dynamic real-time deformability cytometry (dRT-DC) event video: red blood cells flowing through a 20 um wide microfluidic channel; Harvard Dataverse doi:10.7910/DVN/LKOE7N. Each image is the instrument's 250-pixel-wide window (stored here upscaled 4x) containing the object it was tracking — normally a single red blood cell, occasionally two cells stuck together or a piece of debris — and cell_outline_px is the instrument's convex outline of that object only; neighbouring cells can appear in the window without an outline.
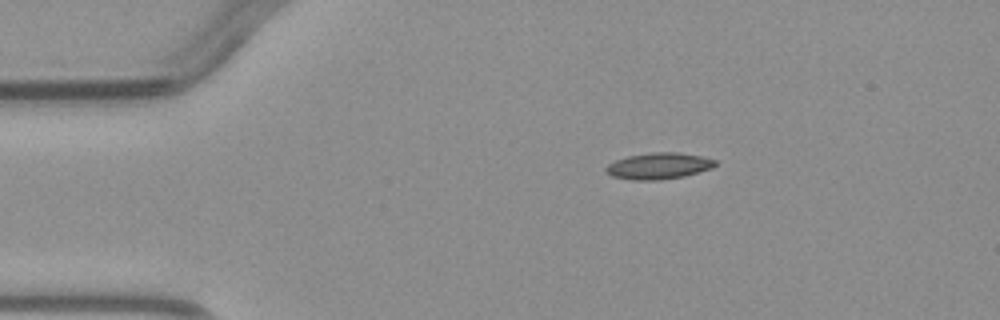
{"species": "common noctule bat (a hibernating species)", "species_latin": "Nyctalus noctula", "temperature_condition": "warm", "stored_images_in_passage": 3, "camera_frame_rate_fps": 3000, "um_per_image_px": 0.085, "animal": {"sex": "male", "body_mass_g": 23.1, "forearm_length_mm": 52.7}, "frame": {"image": 1, "passage_image": 3, "time_ms": 2.333, "image_size_px": [1000, 320], "cell_outline_px": [[716, 164], [712, 168], [684, 176], [660, 180], [632, 180], [612, 176], [604, 168], [608, 164], [616, 160], [628, 156], [652, 152], [676, 152], [700, 156], [716, 160]], "centroid_in_image_um": [55.98, 14.1], "position_along_channel_um": 29.0, "area_um2": 16.65}}